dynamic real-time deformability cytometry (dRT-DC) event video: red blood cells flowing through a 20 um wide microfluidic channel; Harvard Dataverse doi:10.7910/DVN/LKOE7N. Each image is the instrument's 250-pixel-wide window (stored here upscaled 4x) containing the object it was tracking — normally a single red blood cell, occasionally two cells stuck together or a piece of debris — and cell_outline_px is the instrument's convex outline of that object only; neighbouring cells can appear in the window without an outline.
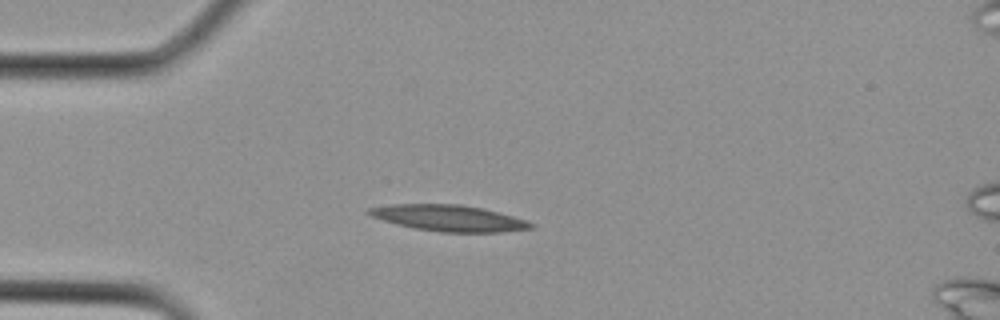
{"species": "Egyptian fruit bat (a non-hibernating species)", "species_latin": "Rousettus aegyptiacus", "temperature_condition": "cold", "stored_images_in_passage": 13, "camera_frame_rate_fps": 3000, "um_per_image_px": 0.085, "animal": {"sex": "female"}, "frame": {"image": 1, "passage_image": 6, "time_ms": 1.667, "image_size_px": [1000, 320], "cell_outline_px": [[536, 228], [500, 232], [440, 232], [416, 228], [396, 224], [372, 216], [364, 212], [368, 208], [392, 204], [460, 204], [480, 208], [528, 220], [536, 224]], "centroid_in_image_um": [38.18, 18.54], "position_along_channel_um": 46.8, "area_um2": 24.62}}
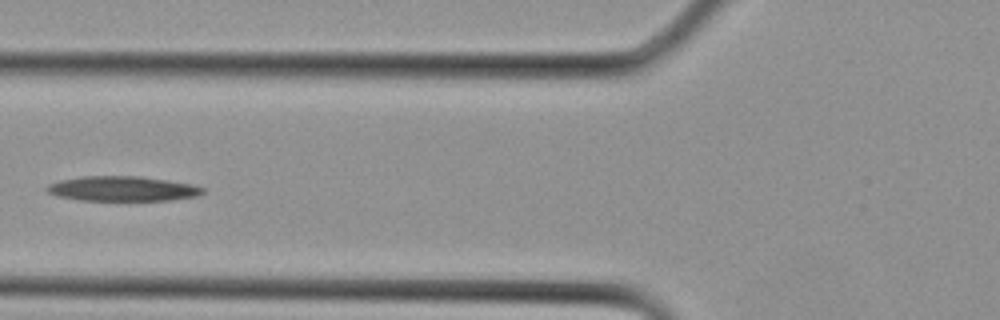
{"frame": {"image": 2, "passage_image": 10, "time_ms": 3.0, "image_size_px": [1000, 320], "cell_outline_px": [[204, 192], [196, 196], [172, 200], [80, 200], [56, 196], [48, 192], [44, 188], [48, 184], [60, 180], [80, 176], [140, 176], [168, 180], [192, 184], [204, 188]], "centroid_in_image_um": [10.38, 16.03], "position_along_channel_um": 115.4, "area_um2": 22.66}}
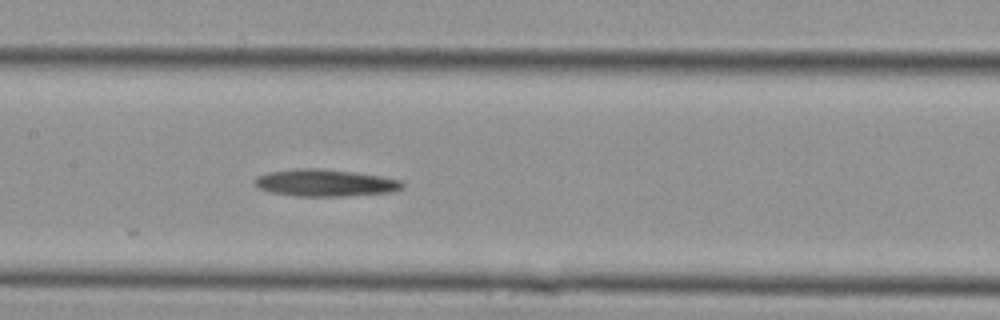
{"frame": {"image": 3, "passage_image": 13, "time_ms": 4.0, "image_size_px": [1000, 320], "cell_outline_px": [[404, 188], [388, 192], [344, 196], [296, 196], [272, 192], [256, 188], [256, 176], [268, 172], [300, 168], [320, 168], [352, 172], [380, 176], [400, 180], [404, 184]], "centroid_in_image_um": [27.61, 15.54], "position_along_channel_um": 179.8, "area_um2": 23.06}}